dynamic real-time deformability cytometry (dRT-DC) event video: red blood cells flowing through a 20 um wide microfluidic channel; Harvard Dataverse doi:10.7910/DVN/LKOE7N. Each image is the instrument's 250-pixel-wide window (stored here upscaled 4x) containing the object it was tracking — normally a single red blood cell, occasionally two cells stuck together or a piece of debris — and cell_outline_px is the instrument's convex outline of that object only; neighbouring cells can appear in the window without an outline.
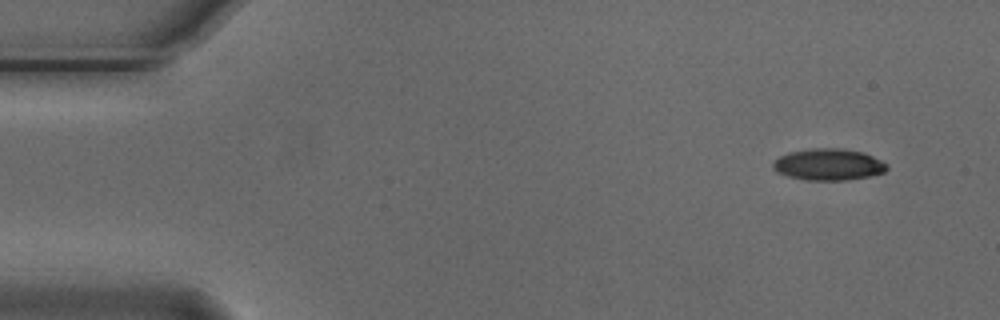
{"species": "Egyptian fruit bat (a non-hibernating species)", "species_latin": "Rousettus aegyptiacus", "temperature_condition": "cold", "stored_images_in_passage": 4, "camera_frame_rate_fps": 3000, "um_per_image_px": 0.085, "animal": {"sex": "male"}, "frame": {"image": 1, "passage_image": 1, "time_ms": 0.0, "image_size_px": [1000, 320], "cell_outline_px": [[888, 168], [884, 172], [868, 176], [848, 180], [808, 180], [788, 176], [776, 172], [772, 168], [772, 164], [780, 156], [788, 152], [808, 148], [840, 148], [864, 152], [888, 164]], "centroid_in_image_um": [70.41, 13.97], "position_along_channel_um": 14.6, "area_um2": 21.04}}
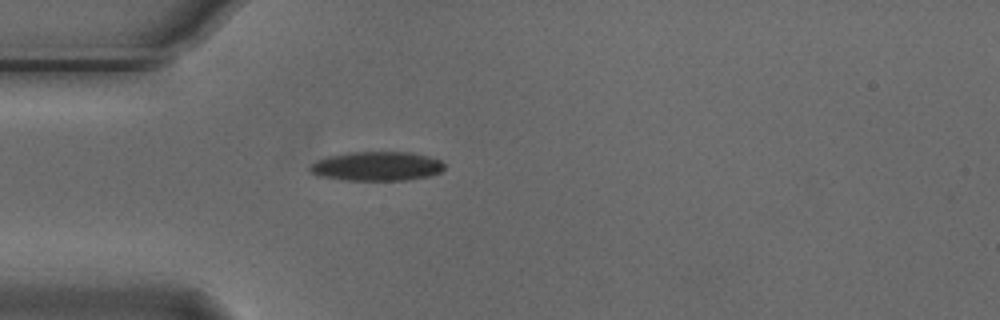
{"frame": {"image": 2, "passage_image": 4, "time_ms": 1.0, "image_size_px": [1000, 320], "cell_outline_px": [[444, 168], [440, 172], [432, 176], [408, 180], [340, 180], [316, 176], [308, 168], [316, 160], [328, 156], [348, 152], [412, 152], [428, 156], [440, 160], [444, 164]], "centroid_in_image_um": [32.02, 14.13], "position_along_channel_um": 53.0, "area_um2": 23.18}}